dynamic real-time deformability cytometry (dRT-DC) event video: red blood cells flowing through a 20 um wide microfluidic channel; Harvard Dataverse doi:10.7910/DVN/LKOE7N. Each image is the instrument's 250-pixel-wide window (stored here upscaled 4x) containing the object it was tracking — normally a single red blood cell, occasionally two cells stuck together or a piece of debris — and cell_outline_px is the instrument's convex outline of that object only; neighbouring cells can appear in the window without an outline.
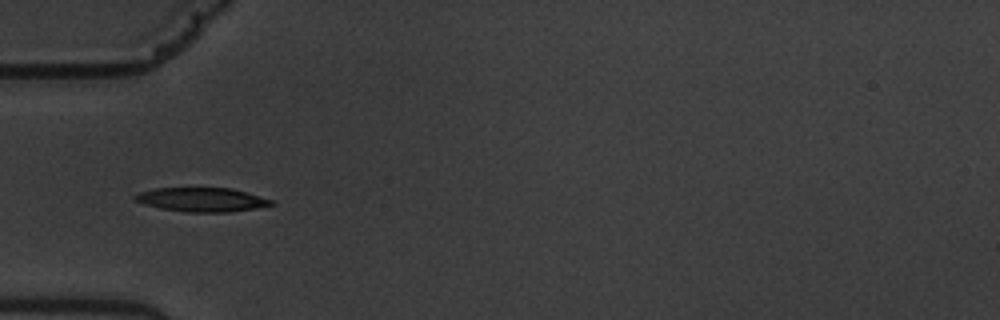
{"species": "common noctule bat (a hibernating species)", "species_latin": "Nyctalus noctula", "temperature_condition": "warm", "stored_images_in_passage": 7, "camera_frame_rate_fps": 3000, "um_per_image_px": 0.085, "animal": {"sex": "male", "body_mass_g": 19.5, "forearm_length_mm": 54.6}, "frame": {"image": 1, "passage_image": 5, "time_ms": 4.667, "image_size_px": [1000, 320], "cell_outline_px": [[276, 204], [256, 208], [228, 212], [188, 212], [160, 208], [144, 204], [132, 200], [132, 196], [140, 192], [156, 188], [232, 188], [272, 200]], "centroid_in_image_um": [17.12, 16.97], "position_along_channel_um": 67.9, "area_um2": 19.02}}
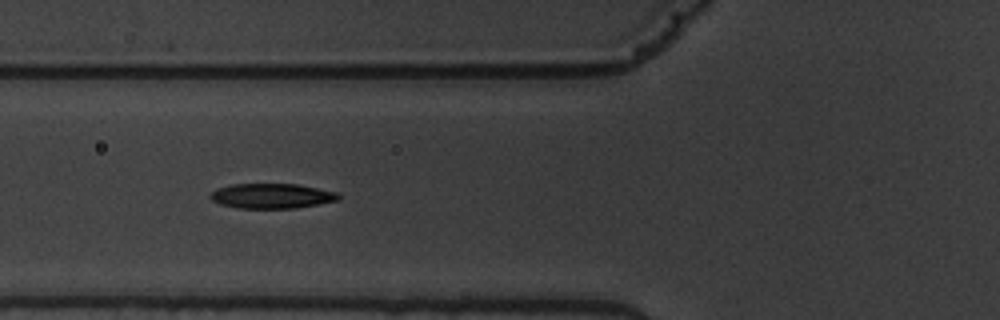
{"frame": {"image": 2, "passage_image": 6, "time_ms": 5.667, "image_size_px": [1000, 320], "cell_outline_px": [[340, 200], [296, 208], [236, 208], [220, 204], [212, 200], [208, 196], [216, 188], [232, 184], [300, 184], [336, 192], [340, 196]], "centroid_in_image_um": [23.09, 16.65], "position_along_channel_um": 102.7, "area_um2": 18.73}}